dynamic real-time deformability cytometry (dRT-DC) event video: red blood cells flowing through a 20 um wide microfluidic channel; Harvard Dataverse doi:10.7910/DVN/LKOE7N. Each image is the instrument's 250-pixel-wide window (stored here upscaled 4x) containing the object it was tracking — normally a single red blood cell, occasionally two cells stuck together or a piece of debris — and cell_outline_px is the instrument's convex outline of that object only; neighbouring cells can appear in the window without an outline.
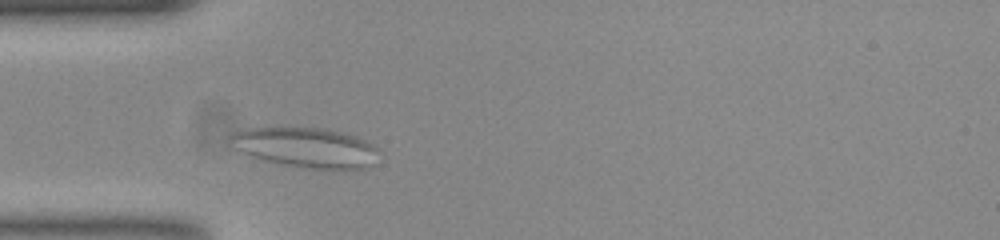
{"species": "common noctule bat (a hibernating species)", "species_latin": "Nyctalus noctula", "temperature_condition": "room temperature", "stored_images_in_passage": 43, "camera_frame_rate_fps": 3000, "um_per_image_px": 0.085, "animal": {"sex": "female", "body_mass_g": 23.0, "forearm_length_mm": 53.4}, "frame": {"image": 1, "passage_image": 6, "time_ms": 1.667, "image_size_px": [1000, 240], "cell_outline_px": [[372, 148], [364, 168], [304, 168], [276, 164], [256, 160], [244, 152], [232, 136], [236, 132], [252, 128], [316, 128], [344, 132], [356, 136], [364, 140]], "centroid_in_image_um": [25.88, 12.54], "position_along_channel_um": 59.1, "area_um2": 32.66}}
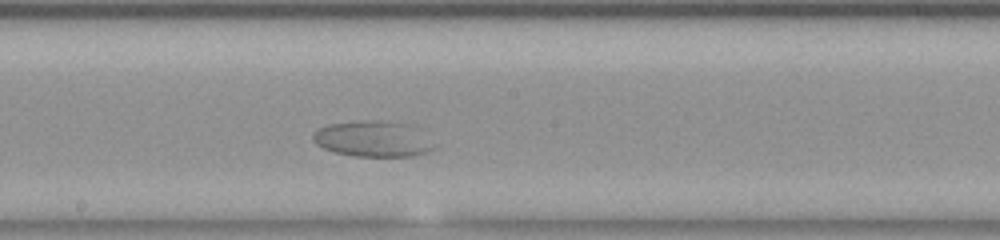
{"frame": {"image": 2, "passage_image": 20, "time_ms": 6.333, "image_size_px": [1000, 240], "cell_outline_px": [[436, 148], [412, 156], [356, 156], [336, 152], [324, 148], [316, 144], [312, 136], [320, 128], [332, 124], [372, 120], [404, 124]], "centroid_in_image_um": [31.58, 11.84], "position_along_channel_um": 216.6, "area_um2": 23.76}}
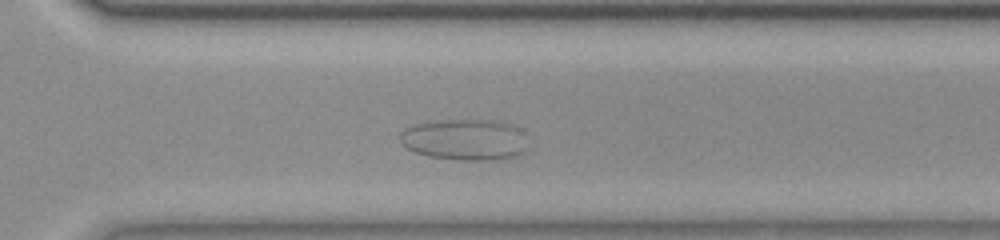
{"frame": {"image": 3, "passage_image": 30, "time_ms": 9.667, "image_size_px": [1000, 240], "cell_outline_px": [[524, 152], [516, 156], [492, 160], [460, 160], [428, 156], [416, 152], [408, 148], [400, 140], [400, 136], [404, 128], [416, 124], [448, 120], [492, 120], [508, 124], [520, 128]], "centroid_in_image_um": [39.47, 11.87], "position_along_channel_um": 331.1, "area_um2": 30.0}}